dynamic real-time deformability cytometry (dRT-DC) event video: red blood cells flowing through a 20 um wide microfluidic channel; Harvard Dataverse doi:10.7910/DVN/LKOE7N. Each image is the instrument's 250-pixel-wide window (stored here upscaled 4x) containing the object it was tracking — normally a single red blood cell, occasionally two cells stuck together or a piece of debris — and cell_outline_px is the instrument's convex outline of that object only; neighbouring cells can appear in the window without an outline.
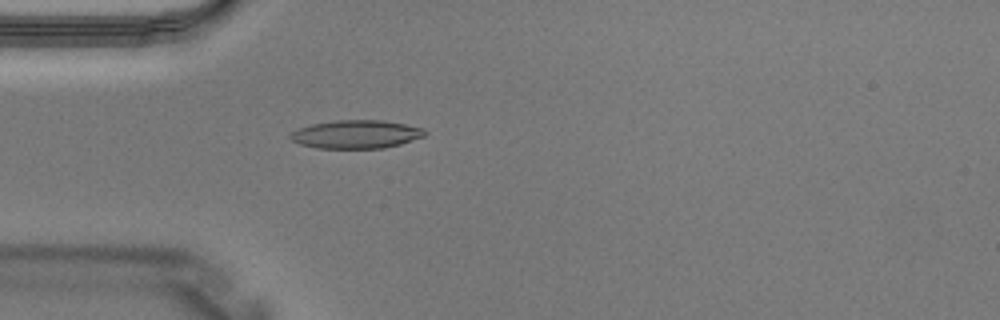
{"species": "Egyptian fruit bat (a non-hibernating species)", "species_latin": "Rousettus aegyptiacus", "temperature_condition": "warm", "stored_images_in_passage": 2, "camera_frame_rate_fps": 3000, "um_per_image_px": 0.085, "animal": {"sex": "male"}, "frame": {"image": 1, "passage_image": 2, "time_ms": 0.333, "image_size_px": [1000, 320], "cell_outline_px": [[428, 132], [424, 136], [400, 144], [384, 148], [316, 148], [300, 144], [292, 140], [288, 136], [296, 128], [312, 124], [336, 120], [384, 120], [424, 128]], "centroid_in_image_um": [30.26, 11.41], "position_along_channel_um": 54.7, "area_um2": 22.25}}